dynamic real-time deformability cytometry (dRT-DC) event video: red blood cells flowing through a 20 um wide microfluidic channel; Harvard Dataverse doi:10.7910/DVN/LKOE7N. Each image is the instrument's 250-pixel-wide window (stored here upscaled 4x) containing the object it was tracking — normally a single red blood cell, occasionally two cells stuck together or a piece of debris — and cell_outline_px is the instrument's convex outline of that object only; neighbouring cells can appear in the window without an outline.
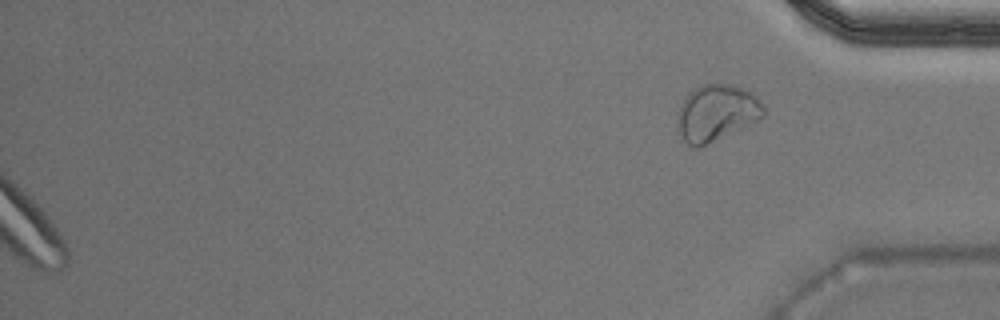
{"species": "Egyptian fruit bat (a non-hibernating species)", "species_latin": "Rousettus aegyptiacus", "temperature_condition": "warm", "stored_images_in_passage": 39, "camera_frame_rate_fps": 3000, "um_per_image_px": 0.085, "animal": {"sex": "male"}, "frame": {"image": 1, "passage_image": 39, "time_ms": 12.667, "image_size_px": [1000, 320], "cell_outline_px": [[764, 116], [748, 124], [696, 148], [692, 148], [684, 140], [676, 128], [676, 120], [680, 104], [684, 96], [692, 88], [704, 84], [732, 84], [752, 92], [764, 104]], "centroid_in_image_um": [60.85, 9.55], "position_along_channel_um": 374.3, "area_um2": 28.21}}